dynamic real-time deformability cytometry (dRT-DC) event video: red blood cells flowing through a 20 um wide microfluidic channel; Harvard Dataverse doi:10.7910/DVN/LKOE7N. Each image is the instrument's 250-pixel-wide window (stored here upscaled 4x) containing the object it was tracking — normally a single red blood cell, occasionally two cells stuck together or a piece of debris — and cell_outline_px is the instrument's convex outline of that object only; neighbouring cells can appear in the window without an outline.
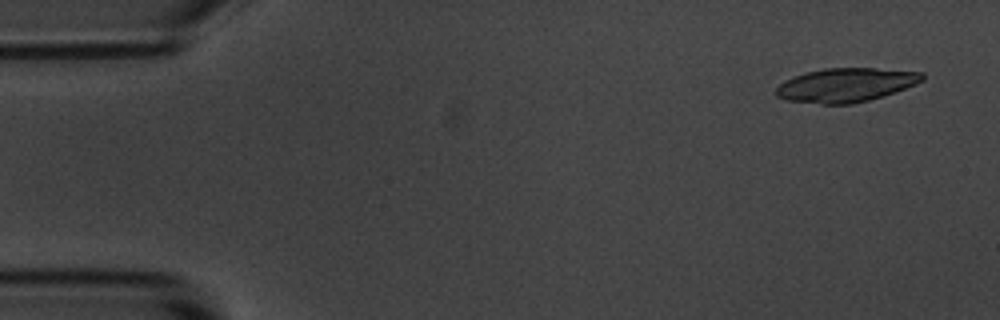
{"species": "common noctule bat (a hibernating species)", "species_latin": "Nyctalus noctula", "temperature_condition": "room temperature", "stored_images_in_passage": 52, "camera_frame_rate_fps": 3000, "um_per_image_px": 0.085, "animal": {"sex": "male", "body_mass_g": 20.1, "forearm_length_mm": 53.5}, "frame": {"image": 1, "passage_image": 1, "time_ms": 0.0, "image_size_px": [1000, 320], "cell_outline_px": [[924, 80], [916, 84], [868, 100], [852, 104], [820, 104], [784, 100], [776, 96], [776, 88], [784, 80], [808, 72], [824, 68], [876, 68], [924, 72]], "centroid_in_image_um": [71.88, 7.22], "position_along_channel_um": 13.1, "area_um2": 28.73}}